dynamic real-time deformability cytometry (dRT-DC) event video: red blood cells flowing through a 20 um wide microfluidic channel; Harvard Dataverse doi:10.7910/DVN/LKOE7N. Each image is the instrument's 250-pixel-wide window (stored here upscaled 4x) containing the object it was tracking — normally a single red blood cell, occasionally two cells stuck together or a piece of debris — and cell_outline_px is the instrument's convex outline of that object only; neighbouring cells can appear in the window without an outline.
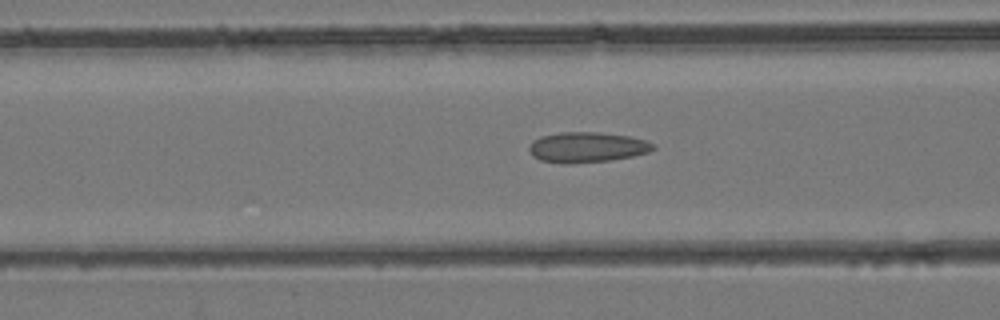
{"species": "common noctule bat (a hibernating species)", "species_latin": "Nyctalus noctula", "temperature_condition": "room temperature", "stored_images_in_passage": 42, "camera_frame_rate_fps": 3000, "um_per_image_px": 0.085, "animal": {"sex": "female", "body_mass_g": 24.6, "forearm_length_mm": 56.2}, "frame": {"image": 1, "passage_image": 16, "time_ms": 5.0, "image_size_px": [1000, 320], "cell_outline_px": [[656, 148], [648, 152], [632, 156], [608, 160], [568, 164], [564, 164], [540, 160], [532, 156], [528, 148], [532, 140], [540, 136], [560, 132], [596, 132], [632, 136], [656, 144]], "centroid_in_image_um": [49.87, 12.51], "position_along_channel_um": 116.7, "area_um2": 22.08}}
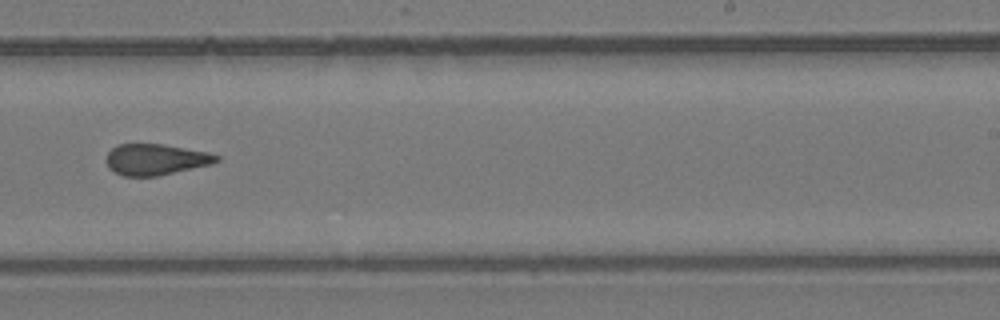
{"frame": {"image": 2, "passage_image": 26, "time_ms": 8.333, "image_size_px": [1000, 320], "cell_outline_px": [[220, 160], [212, 164], [156, 176], [124, 176], [108, 168], [104, 160], [108, 152], [116, 144], [164, 144], [208, 152], [220, 156]], "centroid_in_image_um": [13.21, 13.54], "position_along_channel_um": 275.8, "area_um2": 20.06}}
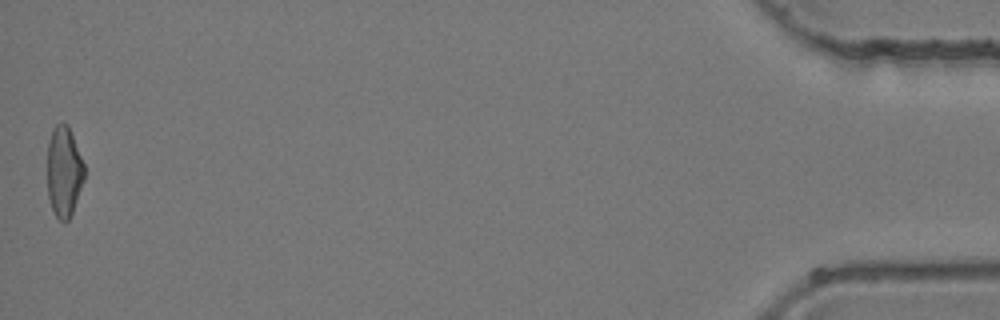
{"frame": {"image": 3, "passage_image": 42, "time_ms": 13.667, "image_size_px": [1000, 320], "cell_outline_px": [[84, 180], [72, 212], [68, 220], [64, 224], [56, 216], [52, 208], [48, 196], [48, 140], [52, 128], [56, 124], [68, 124], [84, 164]], "centroid_in_image_um": [5.43, 14.58], "position_along_channel_um": 429.8, "area_um2": 19.42}}